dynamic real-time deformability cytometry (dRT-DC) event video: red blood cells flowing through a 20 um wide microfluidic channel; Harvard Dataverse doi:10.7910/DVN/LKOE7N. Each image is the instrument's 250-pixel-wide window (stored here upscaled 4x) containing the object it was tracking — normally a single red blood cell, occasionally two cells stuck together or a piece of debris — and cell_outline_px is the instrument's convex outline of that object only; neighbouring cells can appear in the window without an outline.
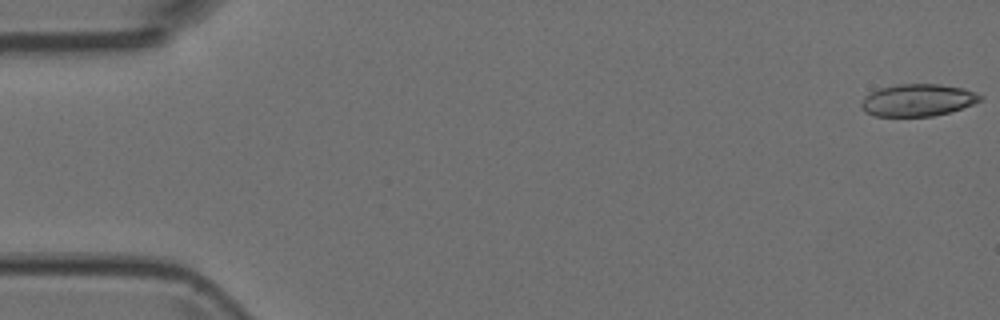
{"species": "Egyptian fruit bat (a non-hibernating species)", "species_latin": "Rousettus aegyptiacus", "temperature_condition": "room temperature", "stored_images_in_passage": 3, "camera_frame_rate_fps": 3000, "um_per_image_px": 0.085, "animal": {"sex": "female"}, "frame": {"image": 1, "passage_image": 1, "time_ms": 0.0, "image_size_px": [1000, 320], "cell_outline_px": [[984, 96], [980, 100], [972, 104], [948, 112], [932, 116], [876, 116], [864, 112], [860, 108], [860, 104], [864, 96], [880, 88], [900, 84], [940, 84], [964, 88], [976, 92]], "centroid_in_image_um": [77.98, 8.51], "position_along_channel_um": 7.0, "area_um2": 22.25}}